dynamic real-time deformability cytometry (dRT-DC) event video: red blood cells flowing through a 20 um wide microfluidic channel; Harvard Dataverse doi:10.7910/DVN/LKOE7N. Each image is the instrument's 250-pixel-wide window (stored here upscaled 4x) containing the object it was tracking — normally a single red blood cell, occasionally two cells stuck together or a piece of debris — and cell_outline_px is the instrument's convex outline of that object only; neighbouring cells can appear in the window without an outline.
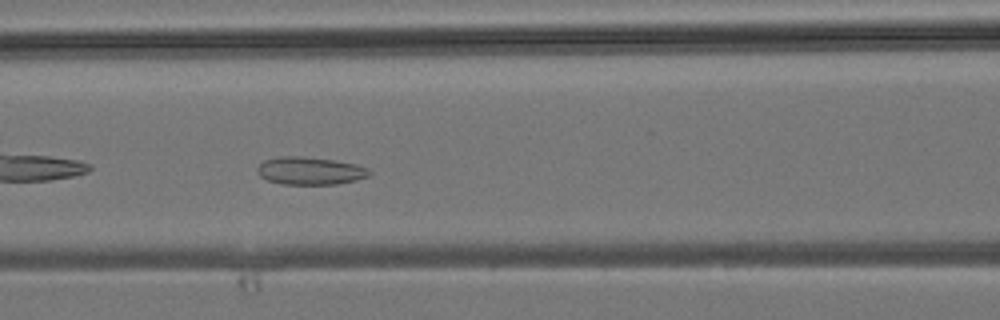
{"species": "common noctule bat (a hibernating species)", "species_latin": "Nyctalus noctula", "temperature_condition": "room temperature", "stored_images_in_passage": 31, "camera_frame_rate_fps": 3000, "um_per_image_px": 0.085, "animal": {"sex": "male", "body_mass_g": 19.2, "forearm_length_mm": 51.8}, "frame": {"image": 1, "passage_image": 6, "time_ms": 1.667, "image_size_px": [1000, 320], "cell_outline_px": [[372, 172], [368, 176], [356, 180], [336, 184], [280, 184], [268, 180], [260, 176], [256, 172], [256, 168], [264, 160], [280, 156], [304, 156], [332, 160], [356, 164], [368, 168]], "centroid_in_image_um": [26.33, 14.52], "position_along_channel_um": 140.3, "area_um2": 18.15}}
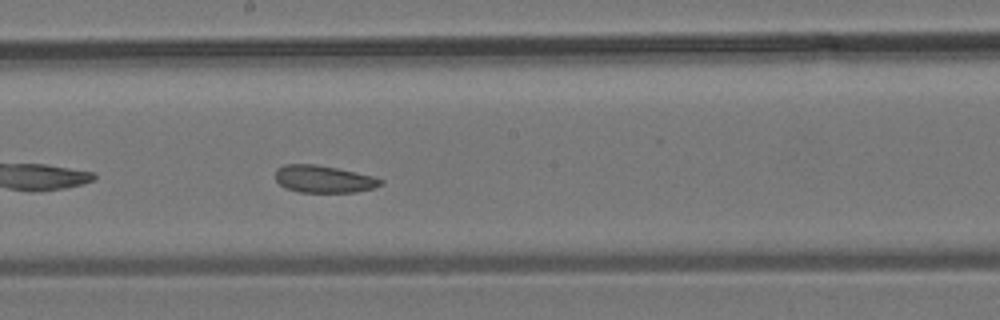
{"frame": {"image": 2, "passage_image": 11, "time_ms": 3.333, "image_size_px": [1000, 320], "cell_outline_px": [[384, 184], [372, 188], [356, 192], [300, 192], [288, 188], [280, 184], [276, 180], [276, 168], [284, 164], [316, 164], [336, 168], [372, 176], [384, 180]], "centroid_in_image_um": [27.51, 15.21], "position_along_channel_um": 220.7, "area_um2": 16.59}}
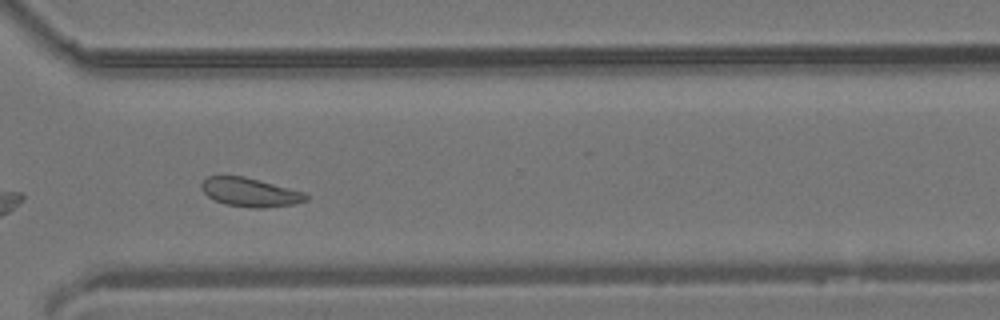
{"frame": {"image": 3, "passage_image": 19, "time_ms": 6.0, "image_size_px": [1000, 320], "cell_outline_px": [[308, 200], [292, 204], [260, 208], [256, 208], [224, 204], [208, 196], [200, 188], [200, 184], [208, 176], [244, 176], [304, 192], [308, 196]], "centroid_in_image_um": [21.23, 16.34], "position_along_channel_um": 349.4, "area_um2": 17.28}}